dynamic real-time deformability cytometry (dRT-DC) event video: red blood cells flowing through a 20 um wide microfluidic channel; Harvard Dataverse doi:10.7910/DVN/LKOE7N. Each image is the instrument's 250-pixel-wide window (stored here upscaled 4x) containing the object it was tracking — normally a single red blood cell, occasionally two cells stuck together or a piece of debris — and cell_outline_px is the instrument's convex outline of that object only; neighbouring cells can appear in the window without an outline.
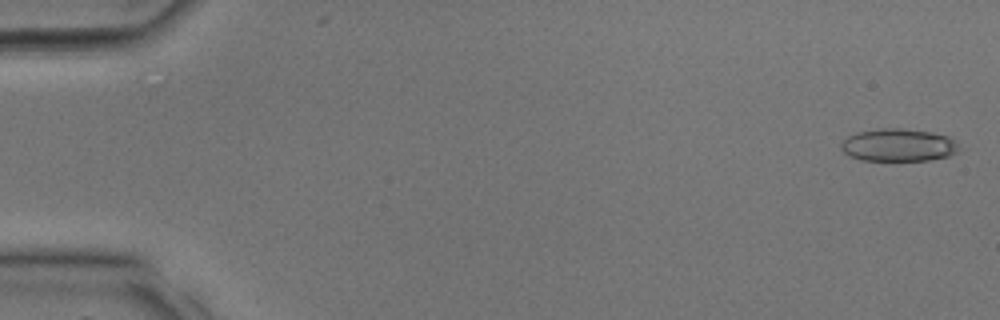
{"species": "common noctule bat (a hibernating species)", "species_latin": "Nyctalus noctula", "temperature_condition": "room temperature", "stored_images_in_passage": 7, "camera_frame_rate_fps": 3000, "um_per_image_px": 0.085, "animal": {"sex": "male", "body_mass_g": 17.9, "forearm_length_mm": 54.2}, "frame": {"image": 1, "passage_image": 1, "time_ms": 0.0, "image_size_px": [1000, 320], "cell_outline_px": [[960, 148], [956, 152], [948, 156], [928, 160], [860, 160], [848, 156], [840, 148], [840, 144], [848, 136], [856, 132], [880, 128], [900, 128], [932, 132], [948, 136], [956, 140]], "centroid_in_image_um": [76.35, 12.32], "position_along_channel_um": 8.6, "area_um2": 22.6}}